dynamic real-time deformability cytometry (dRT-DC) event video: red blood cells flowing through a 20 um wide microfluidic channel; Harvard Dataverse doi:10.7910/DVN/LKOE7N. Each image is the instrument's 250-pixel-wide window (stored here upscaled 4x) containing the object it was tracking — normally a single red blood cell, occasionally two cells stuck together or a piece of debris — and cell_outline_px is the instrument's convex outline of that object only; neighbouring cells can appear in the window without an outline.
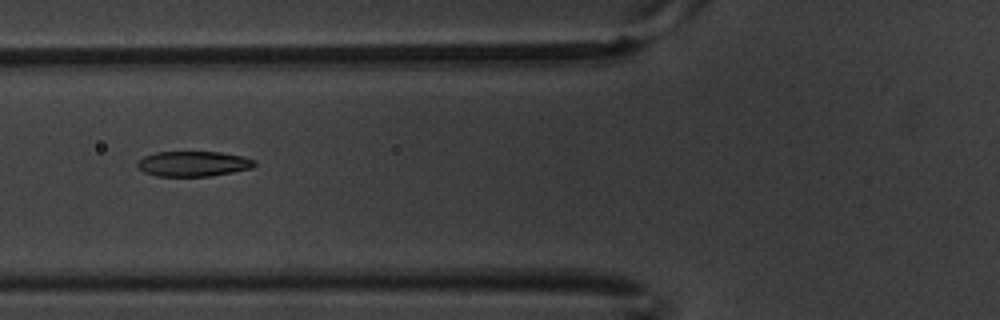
{"species": "common noctule bat (a hibernating species)", "species_latin": "Nyctalus noctula", "temperature_condition": "warm", "stored_images_in_passage": 12, "camera_frame_rate_fps": 3000, "um_per_image_px": 0.085, "animal": {"sex": "male", "body_mass_g": 20.1, "forearm_length_mm": 53.5}, "frame": {"image": 1, "passage_image": 6, "time_ms": 1.667, "image_size_px": [1000, 320], "cell_outline_px": [[256, 164], [252, 168], [232, 172], [208, 176], [156, 176], [144, 172], [136, 168], [136, 164], [144, 156], [156, 152], [220, 152], [244, 156], [256, 160]], "centroid_in_image_um": [16.43, 13.92], "position_along_channel_um": 109.4, "area_um2": 17.28}}
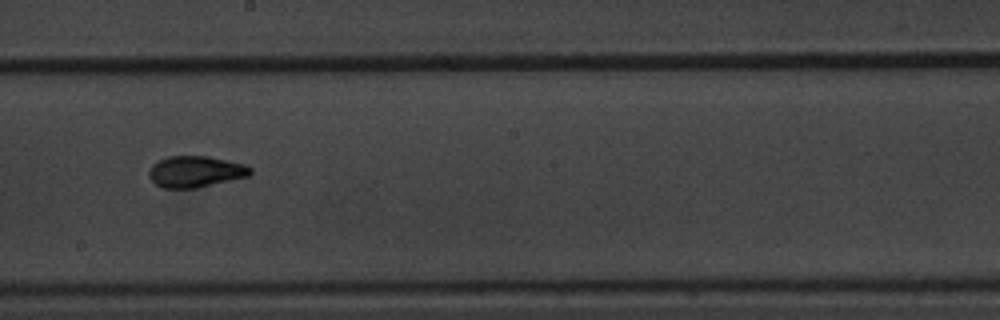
{"frame": {"image": 2, "passage_image": 9, "time_ms": 2.667, "image_size_px": [1000, 320], "cell_outline_px": [[252, 172], [248, 176], [196, 188], [164, 188], [156, 184], [148, 176], [148, 172], [152, 164], [168, 156], [208, 156], [244, 164], [252, 168]], "centroid_in_image_um": [16.6, 14.58], "position_along_channel_um": 231.6, "area_um2": 18.38}}
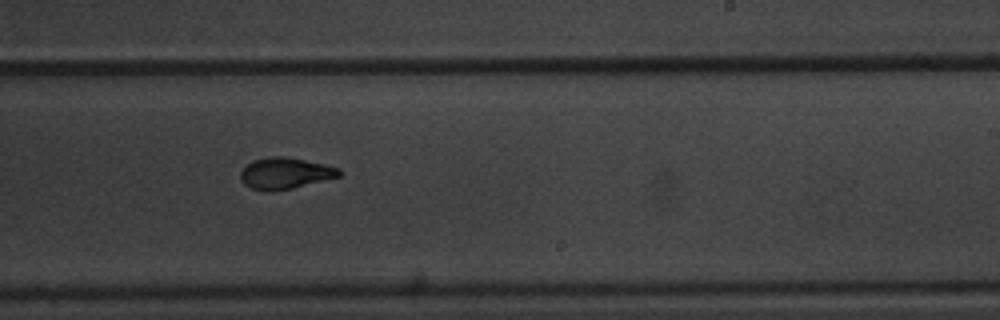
{"frame": {"image": 3, "passage_image": 10, "time_ms": 3.0, "image_size_px": [1000, 320], "cell_outline_px": [[340, 176], [292, 188], [252, 188], [244, 184], [240, 180], [240, 172], [252, 160], [268, 156], [280, 156], [304, 160], [340, 168]], "centroid_in_image_um": [24.23, 14.68], "position_along_channel_um": 264.8, "area_um2": 17.22}}